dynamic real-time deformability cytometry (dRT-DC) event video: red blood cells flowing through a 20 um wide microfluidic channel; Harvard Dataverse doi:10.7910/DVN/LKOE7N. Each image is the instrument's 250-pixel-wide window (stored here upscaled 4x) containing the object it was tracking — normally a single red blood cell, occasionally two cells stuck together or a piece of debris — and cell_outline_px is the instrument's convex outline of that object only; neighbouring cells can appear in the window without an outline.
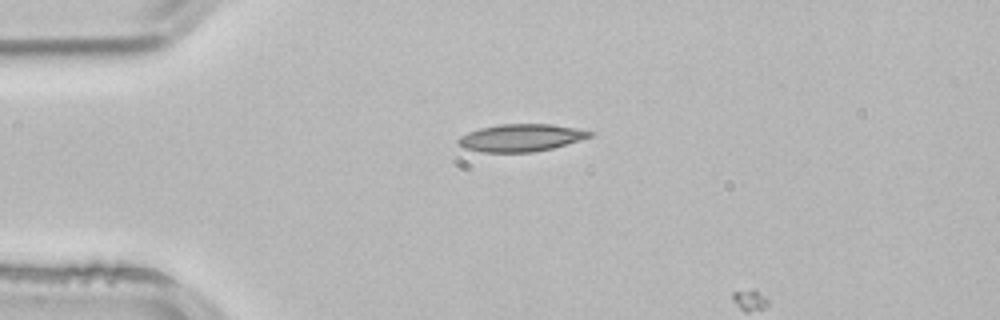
{"species": "common noctule bat (a hibernating species)", "species_latin": "Nyctalus noctula", "temperature_condition": "room temperature", "stored_images_in_passage": 2, "camera_frame_rate_fps": 3000, "um_per_image_px": 0.085, "animal": {"sex": "male", "body_mass_g": 21.5, "forearm_length_mm": 52.0}, "frame": {"image": 1, "passage_image": 1, "time_ms": 0.0, "image_size_px": [1000, 320], "cell_outline_px": [[596, 132], [592, 136], [580, 140], [552, 148], [532, 152], [484, 152], [464, 148], [456, 144], [456, 140], [460, 136], [468, 132], [480, 128], [500, 124], [552, 124], [576, 128]], "centroid_in_image_um": [44.27, 11.7], "position_along_channel_um": 40.7, "area_um2": 21.04}}